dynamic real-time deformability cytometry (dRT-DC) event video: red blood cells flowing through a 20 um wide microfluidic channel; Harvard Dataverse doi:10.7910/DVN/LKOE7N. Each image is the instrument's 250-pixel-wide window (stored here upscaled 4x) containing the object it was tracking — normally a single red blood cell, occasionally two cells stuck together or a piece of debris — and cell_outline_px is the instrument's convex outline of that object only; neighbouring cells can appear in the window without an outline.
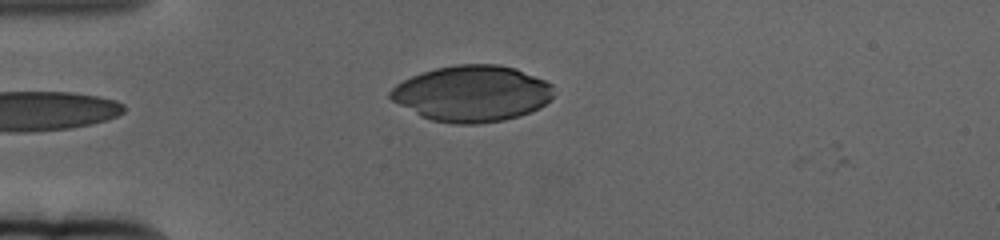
{"species": "human", "species_latin": "Homo sapiens", "temperature_condition": "cold", "stored_images_in_passage": 39, "camera_frame_rate_fps": 3000, "um_per_image_px": 0.085, "donor": {"sex": "female"}, "frame": {"image": 1, "passage_image": 1, "time_ms": 0.0, "image_size_px": [1000, 240], "cell_outline_px": [[552, 96], [540, 108], [520, 116], [504, 120], [476, 124], [456, 124], [432, 120], [420, 116], [392, 100], [388, 96], [388, 92], [396, 84], [412, 76], [436, 68], [456, 64], [496, 64], [516, 68], [544, 80], [552, 84]], "centroid_in_image_um": [40.12, 7.95], "position_along_channel_um": 44.9, "area_um2": 53.23}}
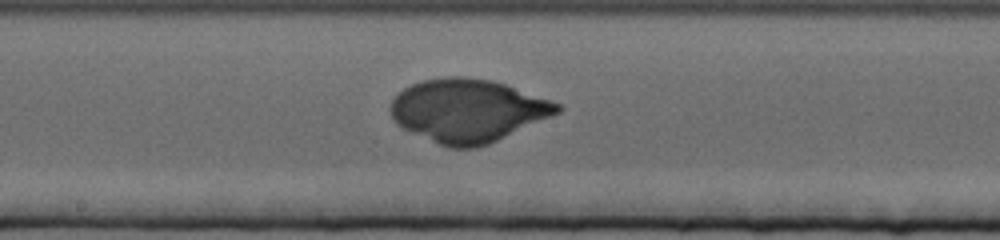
{"frame": {"image": 2, "passage_image": 18, "time_ms": 5.667, "image_size_px": [1000, 240], "cell_outline_px": [[564, 108], [560, 112], [488, 144], [476, 148], [448, 148], [400, 128], [392, 120], [388, 108], [392, 100], [404, 88], [412, 84], [424, 80], [448, 76], [460, 76], [492, 80], [504, 84], [560, 104]], "centroid_in_image_um": [39.7, 9.41], "position_along_channel_um": 208.5, "area_um2": 61.09}}
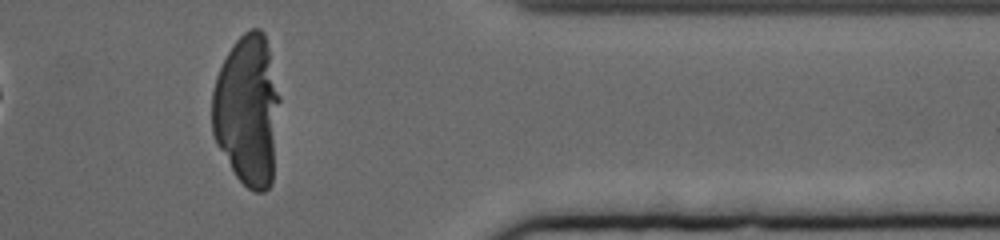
{"frame": {"image": 3, "passage_image": 36, "time_ms": 11.667, "image_size_px": [1000, 240], "cell_outline_px": [[280, 100], [272, 184], [264, 192], [256, 192], [248, 188], [236, 176], [216, 144], [212, 132], [212, 92], [216, 76], [228, 52], [236, 40], [244, 32], [252, 28], [260, 28], [264, 32], [280, 96]], "centroid_in_image_um": [21.03, 9.39], "position_along_channel_um": 390.4, "area_um2": 59.71}}